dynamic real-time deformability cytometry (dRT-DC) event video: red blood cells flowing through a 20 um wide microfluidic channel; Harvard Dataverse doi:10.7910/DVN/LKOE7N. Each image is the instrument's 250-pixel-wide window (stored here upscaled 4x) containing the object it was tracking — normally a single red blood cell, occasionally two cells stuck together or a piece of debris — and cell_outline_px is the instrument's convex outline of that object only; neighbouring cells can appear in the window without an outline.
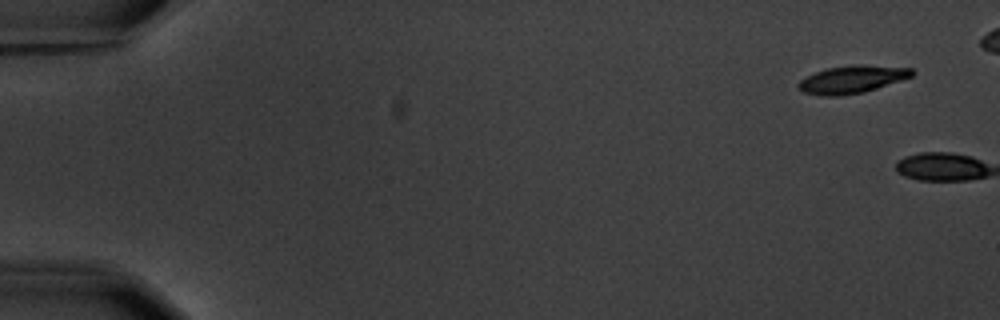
{"species": "common noctule bat (a hibernating species)", "species_latin": "Nyctalus noctula", "temperature_condition": "warm", "stored_images_in_passage": 2, "camera_frame_rate_fps": 3000, "um_per_image_px": 0.085, "animal": {"sex": "male", "body_mass_g": 20.1, "forearm_length_mm": 53.5}, "frame": {"image": 1, "passage_image": 1, "time_ms": 0.0, "image_size_px": [1000, 320], "cell_outline_px": [[916, 72], [912, 76], [864, 92], [840, 96], [820, 96], [804, 92], [796, 88], [796, 84], [800, 80], [816, 72], [828, 68], [856, 64], [860, 64], [912, 68]], "centroid_in_image_um": [72.4, 6.75], "position_along_channel_um": 12.6, "area_um2": 18.26}}